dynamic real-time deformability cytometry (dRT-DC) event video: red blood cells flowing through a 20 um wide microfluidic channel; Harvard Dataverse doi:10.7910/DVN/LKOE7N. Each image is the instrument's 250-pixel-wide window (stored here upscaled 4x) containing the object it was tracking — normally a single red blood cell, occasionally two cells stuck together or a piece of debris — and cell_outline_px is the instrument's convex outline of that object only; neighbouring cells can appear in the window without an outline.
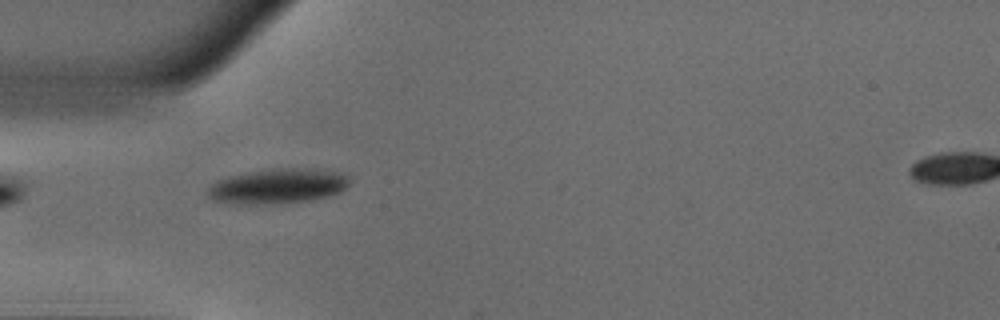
{"species": "common noctule bat (a hibernating species)", "species_latin": "Nyctalus noctula", "temperature_condition": "warm", "stored_images_in_passage": 37, "camera_frame_rate_fps": 3000, "um_per_image_px": 0.085, "animal": {"sex": "male", "body_mass_g": 18.8}, "frame": {"image": 1, "passage_image": 1, "time_ms": 0.0, "image_size_px": [1000, 320], "cell_outline_px": [[348, 184], [340, 192], [328, 196], [308, 200], [272, 204], [228, 204], [212, 200], [208, 196], [208, 188], [216, 180], [228, 176], [244, 172], [280, 168], [308, 168], [344, 172], [348, 176]], "centroid_in_image_um": [23.58, 15.82], "position_along_channel_um": 61.4, "area_um2": 29.13}}
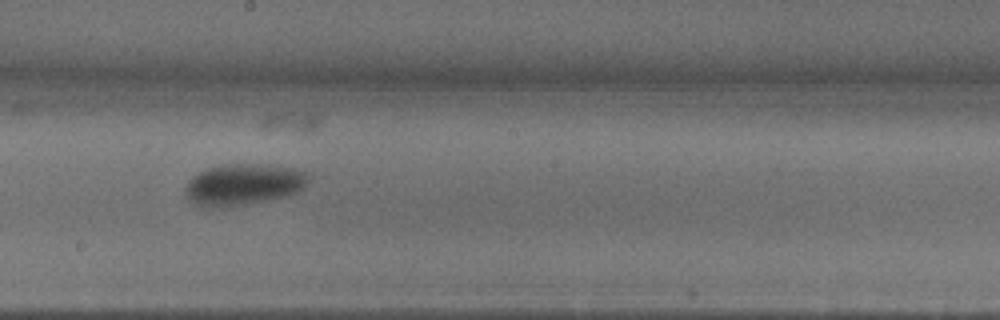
{"frame": {"image": 2, "passage_image": 14, "time_ms": 4.333, "image_size_px": [1000, 320], "cell_outline_px": [[308, 180], [296, 192], [284, 196], [224, 208], [216, 208], [200, 204], [192, 200], [188, 196], [188, 180], [192, 176], [208, 168], [220, 164], [268, 164], [296, 168], [304, 172], [308, 176]], "centroid_in_image_um": [20.71, 15.65], "position_along_channel_um": 227.5, "area_um2": 29.02}}
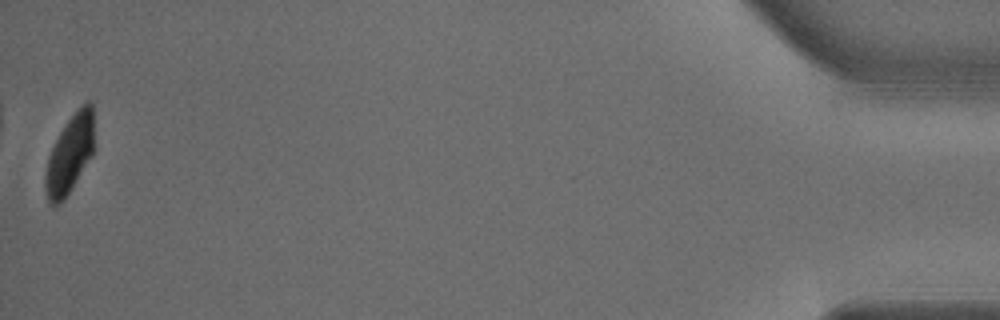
{"frame": {"image": 3, "passage_image": 37, "time_ms": 12.0, "image_size_px": [1000, 320], "cell_outline_px": [[92, 156], [64, 200], [60, 204], [52, 208], [48, 204], [44, 188], [44, 176], [48, 156], [60, 132], [68, 120], [80, 104], [88, 100], [92, 100]], "centroid_in_image_um": [5.88, 13.17], "position_along_channel_um": 429.3, "area_um2": 22.31}, "authors_computed_cell_mechanics": {"area_um2": 28.6688, "velocity_mm_per_s": 3.8627, "shape_relaxation_time_tau1_ms": 3.2006, "shape_relaxation_time_tau2_ms": null, "deformation_change_tau1": 0.1411, "deformation_change_tau2": null}}